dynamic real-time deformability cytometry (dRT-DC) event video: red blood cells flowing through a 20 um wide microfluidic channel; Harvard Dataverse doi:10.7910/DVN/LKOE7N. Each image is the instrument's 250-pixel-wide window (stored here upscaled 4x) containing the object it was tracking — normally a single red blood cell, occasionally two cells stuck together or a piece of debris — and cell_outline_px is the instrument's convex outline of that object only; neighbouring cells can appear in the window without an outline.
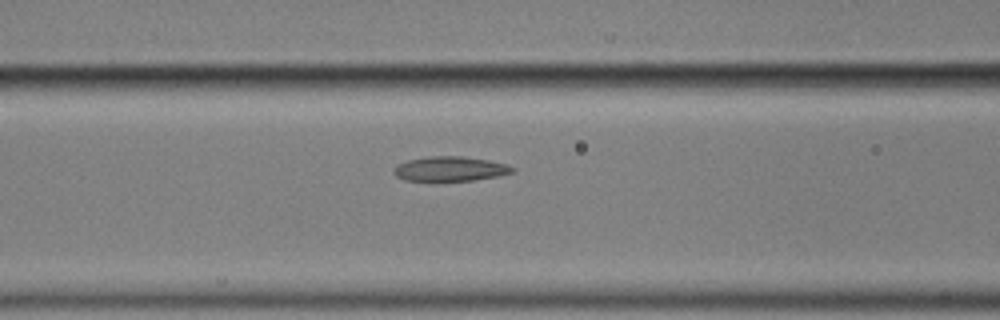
{"species": "common noctule bat (a hibernating species)", "species_latin": "Nyctalus noctula", "temperature_condition": "cold", "stored_images_in_passage": 17, "camera_frame_rate_fps": 3000, "um_per_image_px": 0.085, "animal": {"sex": "male", "body_mass_g": 17.9}, "frame": {"image": 1, "passage_image": 15, "time_ms": 4.667, "image_size_px": [1000, 320], "cell_outline_px": [[516, 168], [512, 172], [500, 176], [472, 180], [404, 180], [396, 176], [392, 172], [392, 168], [396, 164], [408, 160], [428, 156], [460, 156], [488, 160], [508, 164]], "centroid_in_image_um": [38.24, 14.34], "position_along_channel_um": 128.4, "area_um2": 17.05}}